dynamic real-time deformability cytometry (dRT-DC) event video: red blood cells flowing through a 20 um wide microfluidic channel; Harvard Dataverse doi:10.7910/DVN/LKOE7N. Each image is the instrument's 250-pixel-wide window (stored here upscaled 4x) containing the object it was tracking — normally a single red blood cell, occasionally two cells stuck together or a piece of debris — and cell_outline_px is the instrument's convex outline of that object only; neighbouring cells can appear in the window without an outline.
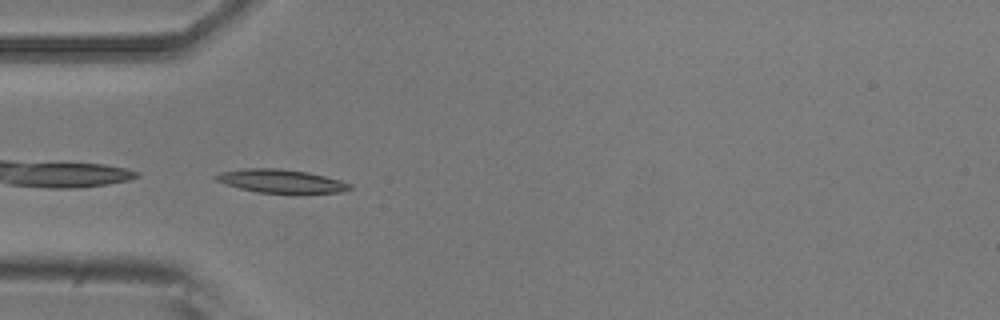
{"species": "common noctule bat (a hibernating species)", "species_latin": "Nyctalus noctula", "temperature_condition": "room temperature", "stored_images_in_passage": 37, "camera_frame_rate_fps": 3000, "um_per_image_px": 0.085, "animal": {"sex": "male", "body_mass_g": 20.5, "forearm_length_mm": 52.5}, "frame": {"image": 1, "passage_image": 1, "time_ms": 0.0, "image_size_px": [1000, 320], "cell_outline_px": [[352, 188], [340, 192], [256, 192], [224, 184], [216, 180], [212, 176], [220, 172], [244, 168], [280, 168], [308, 172], [340, 180], [352, 184]], "centroid_in_image_um": [23.83, 15.37], "position_along_channel_um": 61.2, "area_um2": 18.03}}
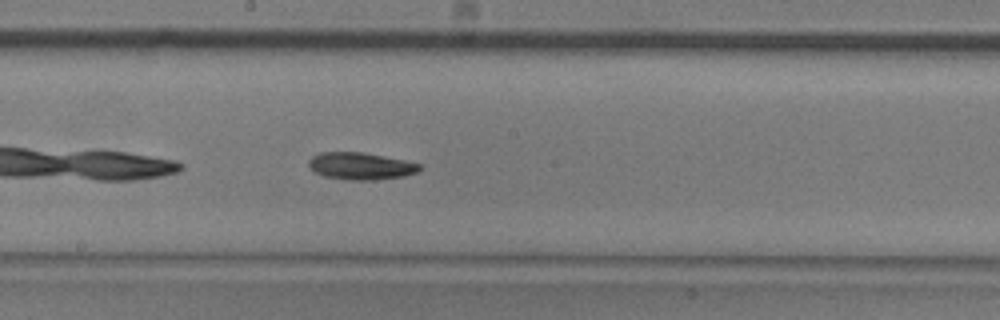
{"frame": {"image": 2, "passage_image": 13, "time_ms": 4.0, "image_size_px": [1000, 320], "cell_outline_px": [[420, 168], [416, 172], [404, 176], [372, 180], [348, 180], [324, 176], [308, 168], [308, 160], [312, 156], [320, 152], [364, 152], [404, 160], [420, 164]], "centroid_in_image_um": [30.61, 14.11], "position_along_channel_um": 217.6, "area_um2": 17.51}}
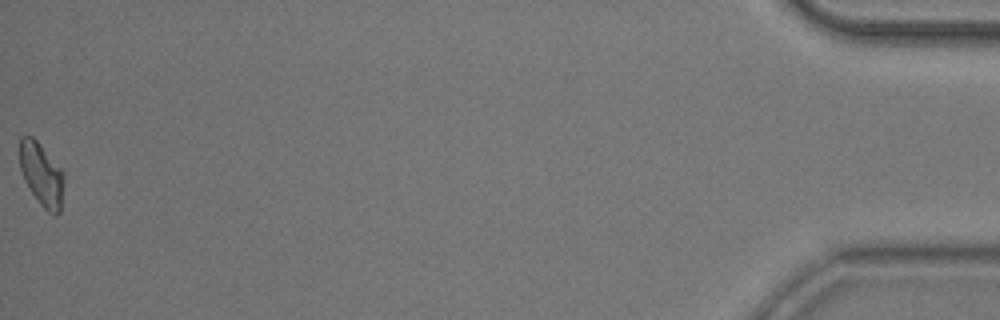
{"frame": {"image": 3, "passage_image": 37, "time_ms": 12.0, "image_size_px": [1000, 320], "cell_outline_px": [[64, 176], [60, 212], [56, 216], [52, 216], [40, 204], [24, 180], [20, 168], [20, 136], [32, 136], [40, 144], [64, 172]], "centroid_in_image_um": [3.54, 14.84], "position_along_channel_um": 431.7, "area_um2": 16.18}, "authors_computed_cell_mechanics": {"area_um2": 16.8776, "velocity_mm_per_s": 3.9373, "shape_relaxation_time_tau1_ms": 4.6358, "shape_relaxation_time_tau2_ms": null, "deformation_change_tau1": 0.1454, "deformation_change_tau2": null}}